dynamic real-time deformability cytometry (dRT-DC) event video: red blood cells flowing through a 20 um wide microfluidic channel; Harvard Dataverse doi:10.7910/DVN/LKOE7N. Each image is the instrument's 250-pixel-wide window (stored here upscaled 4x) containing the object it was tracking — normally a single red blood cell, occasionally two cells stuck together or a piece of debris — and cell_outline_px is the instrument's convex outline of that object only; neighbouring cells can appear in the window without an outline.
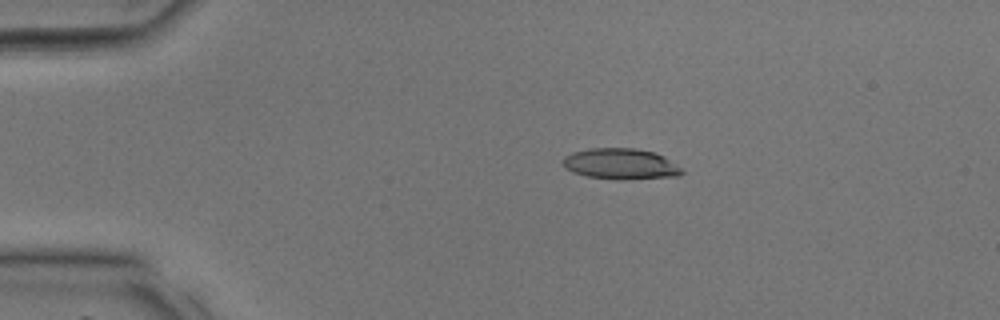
{"species": "common noctule bat (a hibernating species)", "species_latin": "Nyctalus noctula", "temperature_condition": "room temperature", "stored_images_in_passage": 30, "camera_frame_rate_fps": 3000, "um_per_image_px": 0.085, "animal": {"sex": "male", "body_mass_g": 17.9, "forearm_length_mm": 54.2}, "frame": {"image": 1, "passage_image": 1, "time_ms": 0.0, "image_size_px": [1000, 320], "cell_outline_px": [[684, 172], [680, 176], [620, 180], [616, 180], [588, 176], [572, 172], [564, 168], [564, 156], [572, 152], [588, 148], [636, 148], [656, 152], [664, 156], [680, 168]], "centroid_in_image_um": [52.75, 13.93], "position_along_channel_um": 32.2, "area_um2": 21.56}}
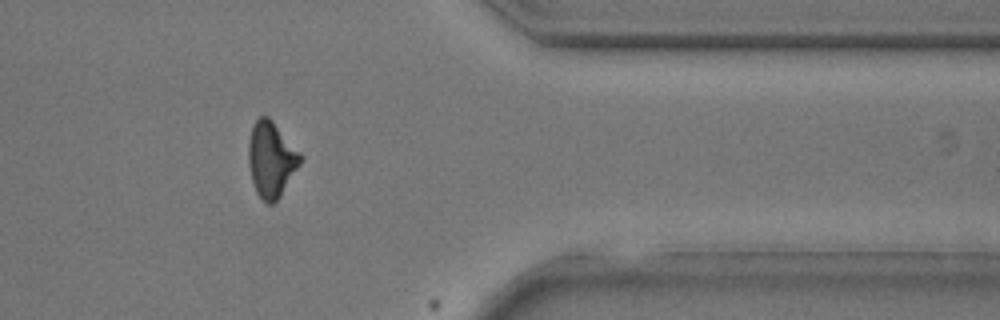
{"frame": {"image": 2, "passage_image": 24, "time_ms": 7.667, "image_size_px": [1000, 320], "cell_outline_px": [[304, 156], [300, 164], [280, 196], [272, 204], [268, 204], [256, 192], [252, 180], [248, 164], [248, 144], [252, 128], [256, 120], [260, 116], [268, 116], [272, 120]], "centroid_in_image_um": [23.06, 13.53], "position_along_channel_um": 388.3, "area_um2": 22.66}}
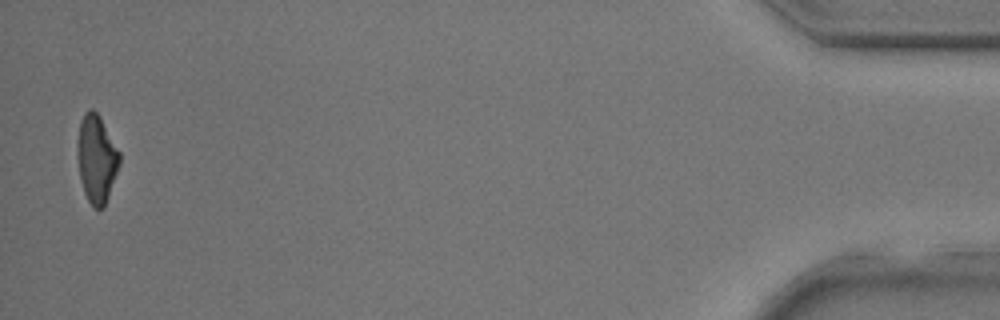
{"frame": {"image": 3, "passage_image": 30, "time_ms": 9.667, "image_size_px": [1000, 320], "cell_outline_px": [[120, 164], [104, 208], [96, 208], [88, 200], [84, 192], [80, 176], [76, 152], [76, 144], [80, 120], [84, 112], [92, 108], [100, 116], [120, 152]], "centroid_in_image_um": [8.2, 13.46], "position_along_channel_um": 427.0, "area_um2": 21.68}}